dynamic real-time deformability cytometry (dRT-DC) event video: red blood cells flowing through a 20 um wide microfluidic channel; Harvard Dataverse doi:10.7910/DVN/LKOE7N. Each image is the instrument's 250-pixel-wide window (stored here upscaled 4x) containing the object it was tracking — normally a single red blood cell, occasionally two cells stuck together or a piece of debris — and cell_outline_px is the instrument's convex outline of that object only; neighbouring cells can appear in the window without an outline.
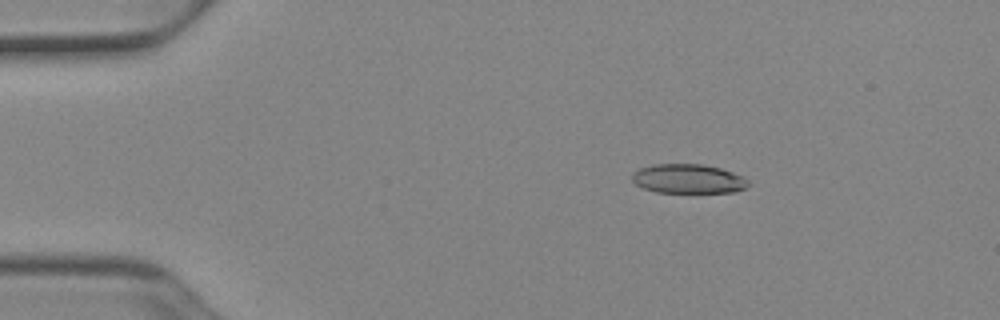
{"species": "Egyptian fruit bat (a non-hibernating species)", "species_latin": "Rousettus aegyptiacus", "temperature_condition": "cold", "stored_images_in_passage": 52, "camera_frame_rate_fps": 3000, "um_per_image_px": 0.085, "animal": {"sex": "female"}, "frame": {"image": 1, "passage_image": 9, "time_ms": 2.667, "image_size_px": [1000, 320], "cell_outline_px": [[748, 184], [744, 188], [736, 192], [656, 192], [644, 188], [636, 184], [632, 180], [632, 176], [640, 168], [652, 164], [704, 164], [720, 168], [744, 176], [748, 180]], "centroid_in_image_um": [58.52, 15.19], "position_along_channel_um": 26.5, "area_um2": 19.71}}
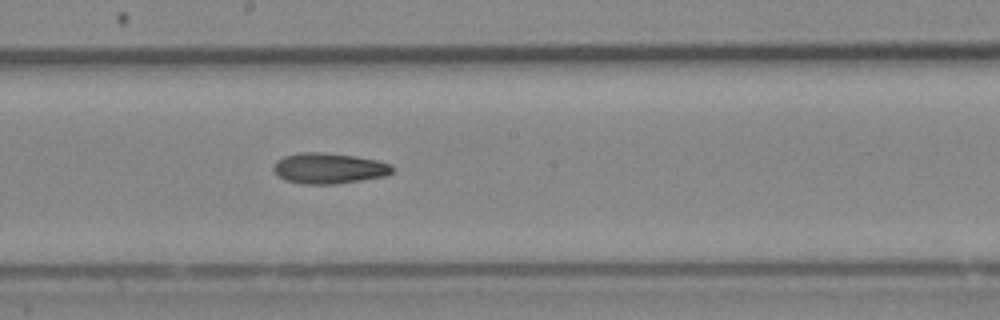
{"frame": {"image": 2, "passage_image": 29, "time_ms": 9.333, "image_size_px": [1000, 320], "cell_outline_px": [[396, 168], [388, 176], [336, 184], [300, 184], [284, 180], [272, 168], [276, 160], [284, 156], [300, 152], [324, 152], [356, 156], [376, 160], [392, 164]], "centroid_in_image_um": [27.99, 14.3], "position_along_channel_um": 220.2, "area_um2": 21.56}}
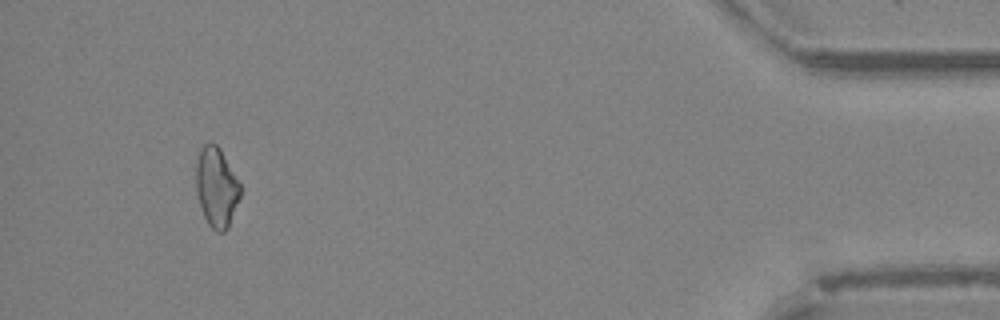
{"frame": {"image": 3, "passage_image": 49, "time_ms": 16.0, "image_size_px": [1000, 320], "cell_outline_px": [[240, 196], [228, 228], [224, 232], [216, 232], [208, 224], [204, 216], [196, 192], [196, 164], [200, 148], [204, 144], [216, 144], [220, 148], [240, 184]], "centroid_in_image_um": [18.39, 15.93], "position_along_channel_um": 416.8, "area_um2": 20.35}}